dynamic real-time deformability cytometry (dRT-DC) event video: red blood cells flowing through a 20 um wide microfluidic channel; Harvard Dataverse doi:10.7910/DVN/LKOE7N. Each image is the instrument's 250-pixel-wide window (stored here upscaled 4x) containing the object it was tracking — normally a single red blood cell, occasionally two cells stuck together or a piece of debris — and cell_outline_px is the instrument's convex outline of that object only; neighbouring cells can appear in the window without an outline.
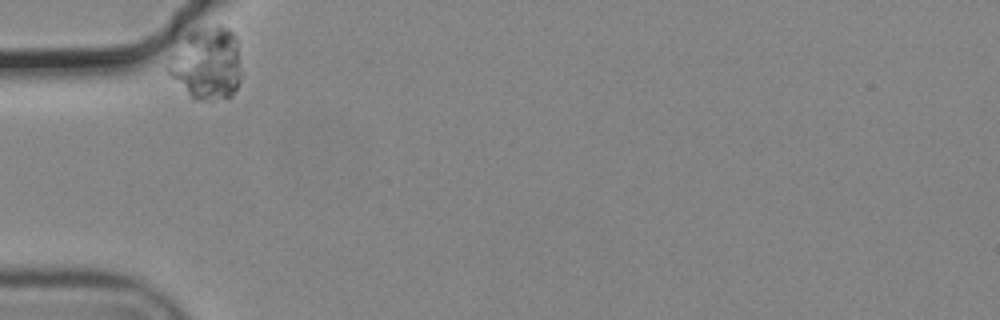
{"species": "common noctule bat (a hibernating species)", "species_latin": "Nyctalus noctula", "temperature_condition": "cold", "stored_images_in_passage": 35, "camera_frame_rate_fps": 3000, "um_per_image_px": 0.085, "animal": {"sex": "male", "body_mass_g": 19.2, "forearm_length_mm": 51.8}, "frame": {"image": 1, "passage_image": 1, "time_ms": 0.0, "image_size_px": [1000, 320], "cell_outline_px": [[244, 76], [232, 96], [200, 100], [192, 100], [164, 68], [184, 36], [188, 32], [216, 24], [220, 24], [228, 28], [236, 36]], "centroid_in_image_um": [17.62, 5.39], "position_along_channel_um": 67.4, "area_um2": 31.44}}
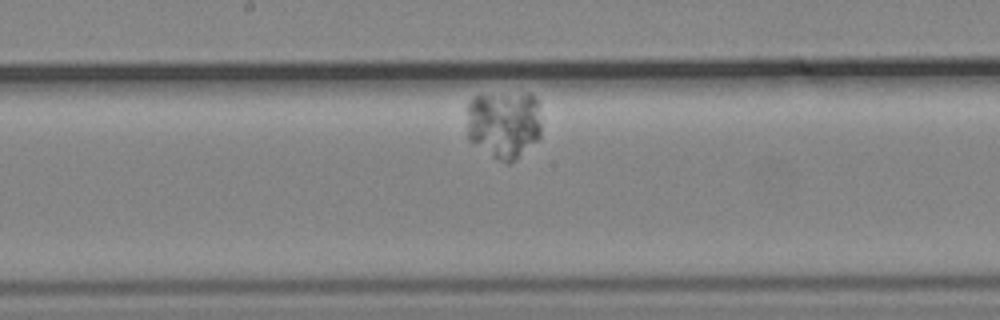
{"frame": {"image": 2, "passage_image": 17, "time_ms": 5.333, "image_size_px": [1000, 320], "cell_outline_px": [[540, 136], [516, 160], [508, 164], [504, 164], [468, 140], [468, 104], [472, 96], [524, 92], [528, 92], [540, 100]], "centroid_in_image_um": [42.86, 10.54], "position_along_channel_um": 205.3, "area_um2": 30.11}}
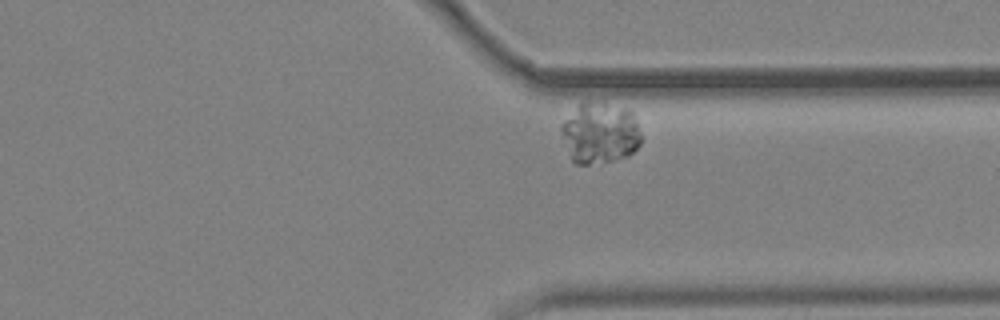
{"frame": {"image": 3, "passage_image": 32, "time_ms": 10.333, "image_size_px": [1000, 320], "cell_outline_px": [[640, 144], [628, 156], [612, 160], [588, 164], [572, 164], [560, 132], [560, 124], [580, 100], [600, 100], [628, 108], [632, 112], [640, 132]], "centroid_in_image_um": [50.94, 11.25], "position_along_channel_um": 360.5, "area_um2": 29.25}}